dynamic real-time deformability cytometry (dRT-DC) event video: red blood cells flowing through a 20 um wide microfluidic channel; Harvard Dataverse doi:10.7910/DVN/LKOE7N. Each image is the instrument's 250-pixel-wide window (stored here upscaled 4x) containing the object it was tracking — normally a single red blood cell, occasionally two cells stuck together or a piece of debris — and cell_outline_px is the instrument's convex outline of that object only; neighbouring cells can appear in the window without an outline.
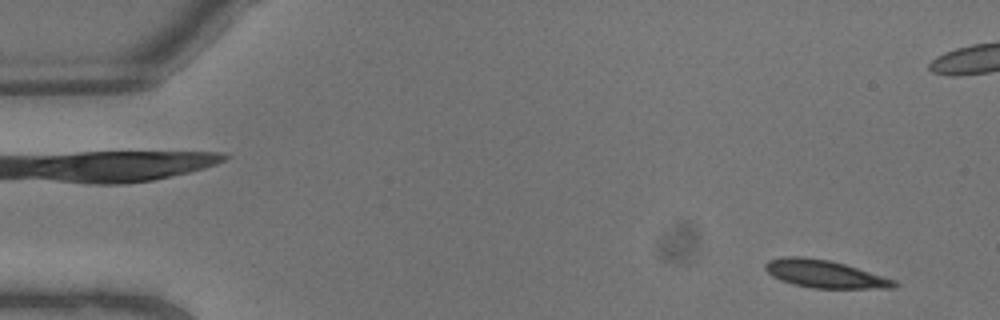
{"species": "common noctule bat (a hibernating species)", "species_latin": "Nyctalus noctula", "temperature_condition": "warm", "stored_images_in_passage": 7, "camera_frame_rate_fps": 3000, "um_per_image_px": 0.085, "animal": {"sex": "male", "body_mass_g": 13.3}, "frame": {"image": 1, "passage_image": 1, "time_ms": 0.0, "image_size_px": [1000, 320], "cell_outline_px": [[900, 284], [896, 288], [812, 288], [796, 284], [772, 276], [764, 268], [764, 264], [768, 260], [784, 256], [804, 256], [828, 260], [844, 264], [896, 280]], "centroid_in_image_um": [70.12, 23.28], "position_along_channel_um": 14.9, "area_um2": 20.63}}
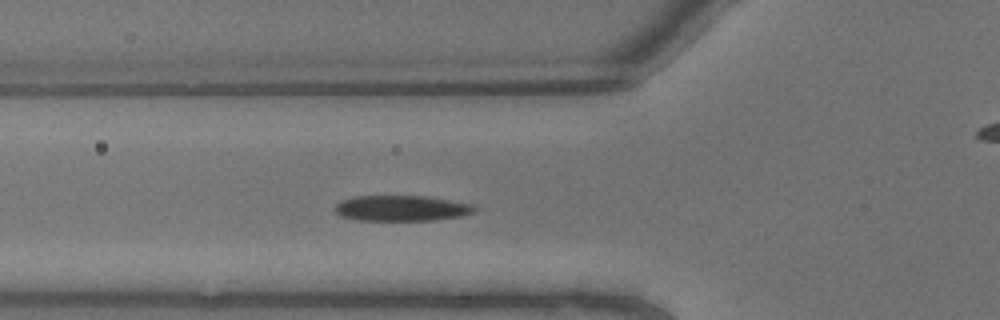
{"frame": {"image": 2, "passage_image": 7, "time_ms": 2.0, "image_size_px": [1000, 320], "cell_outline_px": [[476, 212], [460, 216], [432, 220], [356, 220], [340, 216], [332, 208], [340, 200], [352, 196], [428, 196], [476, 204]], "centroid_in_image_um": [34.12, 17.69], "position_along_channel_um": 91.7, "area_um2": 21.15}}